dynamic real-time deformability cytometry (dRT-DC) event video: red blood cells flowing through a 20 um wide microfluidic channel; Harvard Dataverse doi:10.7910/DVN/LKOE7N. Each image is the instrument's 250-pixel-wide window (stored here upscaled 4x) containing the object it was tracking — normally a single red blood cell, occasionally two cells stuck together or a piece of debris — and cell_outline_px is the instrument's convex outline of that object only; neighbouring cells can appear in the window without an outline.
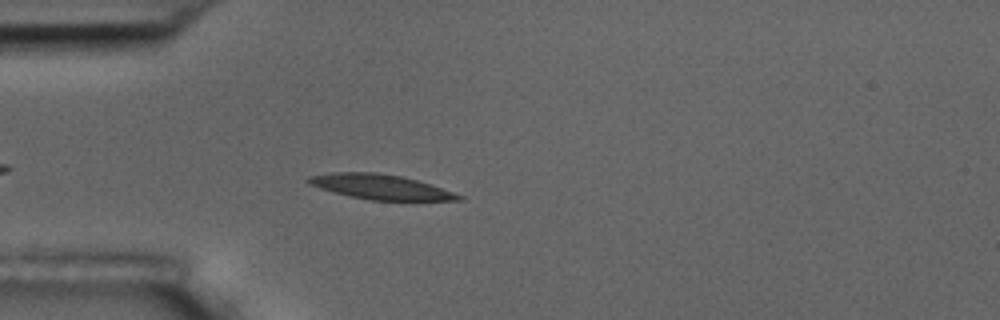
{"species": "common noctule bat (a hibernating species)", "species_latin": "Nyctalus noctula", "temperature_condition": "room temperature", "stored_images_in_passage": 3, "camera_frame_rate_fps": 3000, "um_per_image_px": 0.085, "animal": {"sex": "male", "body_mass_g": 17.5, "forearm_length_mm": 52.3}, "frame": {"image": 1, "passage_image": 3, "time_ms": 3.333, "image_size_px": [1000, 320], "cell_outline_px": [[464, 200], [368, 200], [332, 192], [308, 184], [304, 180], [308, 176], [332, 172], [376, 172], [404, 176], [464, 196]], "centroid_in_image_um": [32.27, 15.87], "position_along_channel_um": 52.7, "area_um2": 21.73}}